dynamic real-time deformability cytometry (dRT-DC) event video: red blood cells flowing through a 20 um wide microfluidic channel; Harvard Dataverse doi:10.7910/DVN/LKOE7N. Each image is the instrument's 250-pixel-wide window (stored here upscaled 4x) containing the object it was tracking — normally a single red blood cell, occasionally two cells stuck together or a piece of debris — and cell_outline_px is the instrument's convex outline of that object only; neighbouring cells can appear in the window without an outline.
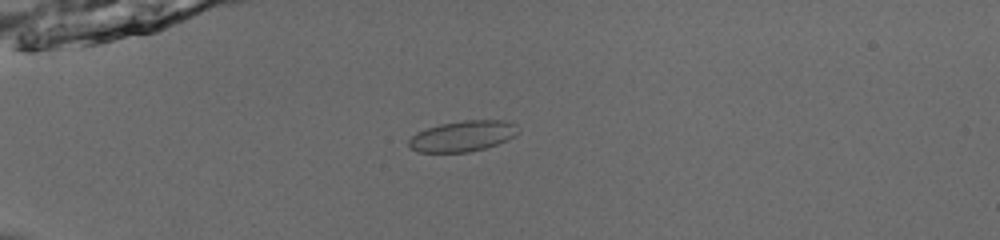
{"species": "common noctule bat (a hibernating species)", "species_latin": "Nyctalus noctula", "temperature_condition": "room temperature", "stored_images_in_passage": 54, "camera_frame_rate_fps": 3000, "um_per_image_px": 0.085, "animal": {"sex": "male", "body_mass_g": 13.0, "forearm_length_mm": 53.1}, "frame": {"image": 1, "passage_image": 17, "time_ms": 5.333, "image_size_px": [1000, 240], "cell_outline_px": [[520, 132], [516, 136], [508, 140], [484, 148], [468, 152], [416, 152], [408, 144], [408, 140], [416, 132], [440, 124], [464, 120], [504, 120], [516, 124]], "centroid_in_image_um": [39.36, 11.56], "position_along_channel_um": 45.6, "area_um2": 19.65}}
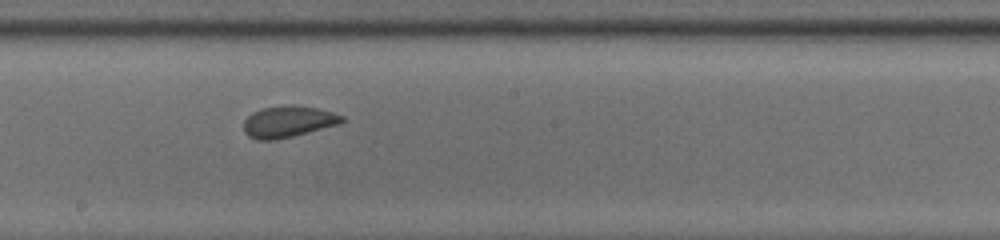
{"frame": {"image": 2, "passage_image": 33, "time_ms": 10.667, "image_size_px": [1000, 240], "cell_outline_px": [[344, 120], [340, 124], [276, 140], [256, 140], [248, 136], [244, 132], [244, 120], [252, 112], [260, 108], [292, 104], [316, 108], [332, 112], [344, 116]], "centroid_in_image_um": [24.47, 10.33], "position_along_channel_um": 223.7, "area_um2": 18.09}}
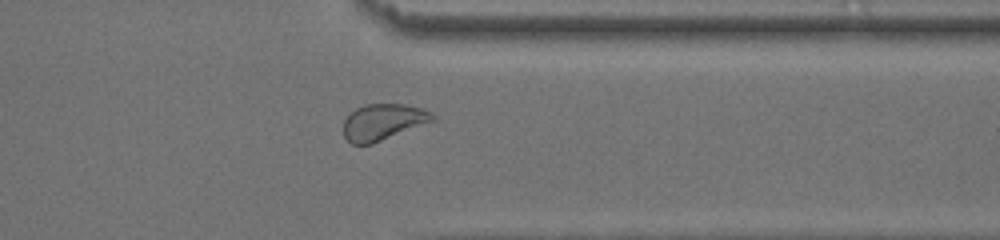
{"frame": {"image": 3, "passage_image": 45, "time_ms": 14.667, "image_size_px": [1000, 240], "cell_outline_px": [[436, 120], [372, 144], [352, 144], [344, 136], [344, 120], [348, 112], [364, 104], [404, 104], [420, 108], [432, 112], [436, 116]], "centroid_in_image_um": [32.56, 10.36], "position_along_channel_um": 378.8, "area_um2": 18.96}, "authors_computed_cell_mechanics": {"area_um2": 19.4786, "velocity_mm_per_s": 3.8919, "shape_relaxation_time_tau1_ms": 3.7843, "shape_relaxation_time_tau2_ms": 1.1103, "deformation_change_tau1": 0.0898, "deformation_change_tau2": 0.0351}}